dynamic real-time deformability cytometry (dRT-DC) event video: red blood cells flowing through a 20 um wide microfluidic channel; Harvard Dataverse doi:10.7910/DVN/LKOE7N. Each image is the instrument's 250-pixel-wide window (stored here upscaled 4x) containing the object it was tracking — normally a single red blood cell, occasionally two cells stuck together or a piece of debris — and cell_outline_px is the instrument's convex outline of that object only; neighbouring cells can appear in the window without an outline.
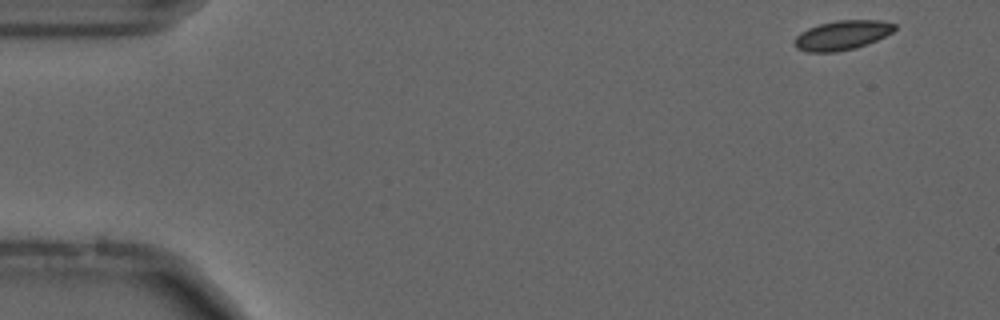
{"species": "common noctule bat (a hibernating species)", "species_latin": "Nyctalus noctula", "temperature_condition": "cold", "stored_images_in_passage": 53, "camera_frame_rate_fps": 3000, "um_per_image_px": 0.085, "animal": {"sex": "male", "forearm_length_mm": 52.5}, "frame": {"image": 1, "passage_image": 1, "time_ms": 0.0, "image_size_px": [1000, 320], "cell_outline_px": [[896, 28], [892, 32], [876, 40], [856, 48], [836, 52], [808, 52], [796, 48], [792, 44], [796, 36], [800, 32], [808, 28], [820, 24], [836, 20], [880, 20], [896, 24]], "centroid_in_image_um": [71.55, 2.99], "position_along_channel_um": 13.5, "area_um2": 17.22}, "authors_computed_cell_mechanics": {"area_um2": 16.9932, "velocity_mm_per_s": 3.6614, "shape_relaxation_time_tau1_ms": 7.3931, "shape_relaxation_time_tau2_ms": null, "deformation_change_tau1": 0.0619, "deformation_change_tau2": null}}